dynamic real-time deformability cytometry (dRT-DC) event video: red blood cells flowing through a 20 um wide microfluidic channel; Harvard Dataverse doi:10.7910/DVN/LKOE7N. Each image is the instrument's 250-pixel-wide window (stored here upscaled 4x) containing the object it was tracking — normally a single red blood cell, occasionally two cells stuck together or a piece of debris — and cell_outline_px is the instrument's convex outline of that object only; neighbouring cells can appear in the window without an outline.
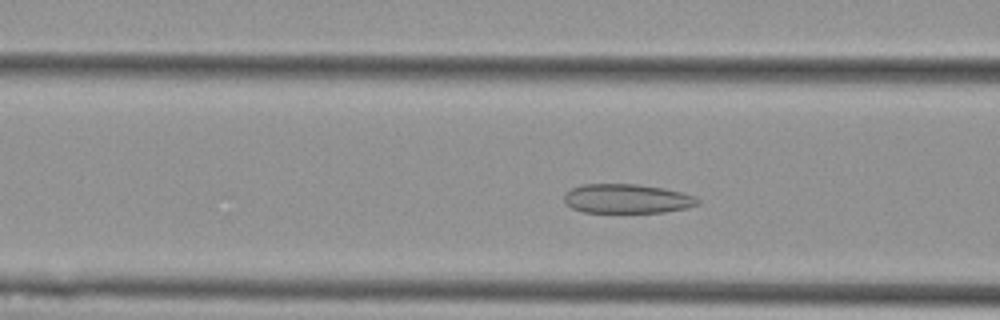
{"species": "Egyptian fruit bat (a non-hibernating species)", "species_latin": "Rousettus aegyptiacus", "temperature_condition": "cold", "stored_images_in_passage": 41, "camera_frame_rate_fps": 3000, "um_per_image_px": 0.085, "animal": {"sex": "female"}, "frame": {"image": 1, "passage_image": 8, "time_ms": 2.333, "image_size_px": [1000, 320], "cell_outline_px": [[700, 200], [696, 204], [688, 208], [664, 212], [584, 212], [572, 208], [564, 204], [564, 192], [572, 188], [584, 184], [636, 184], [664, 188], [696, 196]], "centroid_in_image_um": [53.26, 16.89], "position_along_channel_um": 113.3, "area_um2": 22.83}}
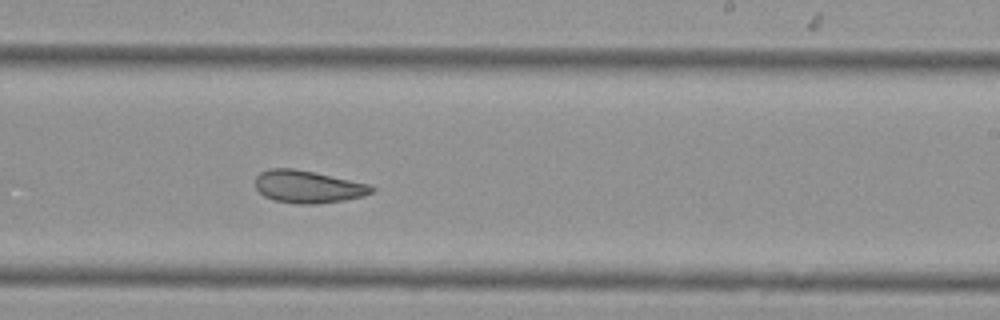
{"frame": {"image": 2, "passage_image": 20, "time_ms": 6.333, "image_size_px": [1000, 320], "cell_outline_px": [[376, 188], [372, 192], [364, 196], [344, 200], [316, 204], [296, 204], [272, 200], [264, 196], [256, 188], [256, 176], [260, 172], [268, 168], [292, 168], [372, 184]], "centroid_in_image_um": [26.18, 15.88], "position_along_channel_um": 262.8, "area_um2": 22.14}}
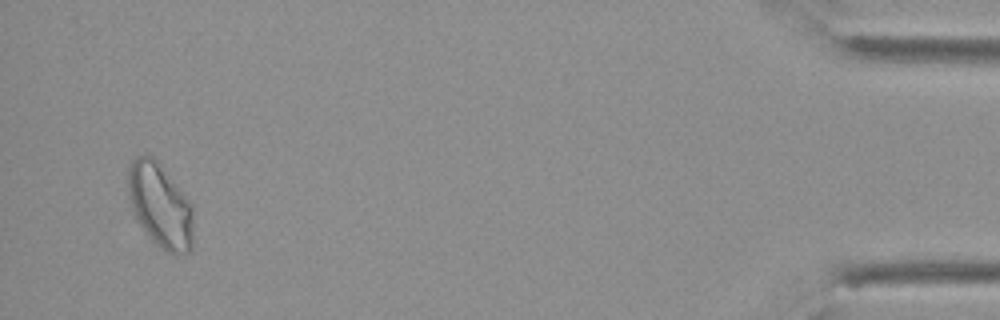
{"frame": {"image": 3, "passage_image": 39, "time_ms": 12.667, "image_size_px": [1000, 320], "cell_outline_px": [[192, 248], [188, 252], [168, 252], [160, 248], [152, 240], [136, 220], [132, 212], [128, 192], [128, 168], [132, 160], [136, 156], [152, 156], [156, 160], [192, 204]], "centroid_in_image_um": [13.58, 17.47], "position_along_channel_um": 421.6, "area_um2": 31.62}, "authors_computed_cell_mechanics": {"area_um2": 23.12, "velocity_mm_per_s": 3.7471, "shape_relaxation_time_tau1_ms": null, "shape_relaxation_time_tau2_ms": 2.9268, "deformation_change_tau1": null, "deformation_change_tau2": 0.0892}}